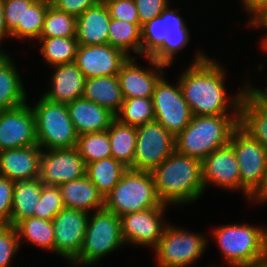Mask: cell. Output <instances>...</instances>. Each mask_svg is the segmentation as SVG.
Here are the masks:
<instances>
[{"mask_svg": "<svg viewBox=\"0 0 267 267\" xmlns=\"http://www.w3.org/2000/svg\"><path fill=\"white\" fill-rule=\"evenodd\" d=\"M194 58L178 77L183 97L192 115L239 114L246 86L239 87L241 90L228 98L224 84L225 66L202 51H198Z\"/></svg>", "mask_w": 267, "mask_h": 267, "instance_id": "obj_1", "label": "cell"}, {"mask_svg": "<svg viewBox=\"0 0 267 267\" xmlns=\"http://www.w3.org/2000/svg\"><path fill=\"white\" fill-rule=\"evenodd\" d=\"M159 200L166 205L195 202L204 194L202 161L175 151L151 171Z\"/></svg>", "mask_w": 267, "mask_h": 267, "instance_id": "obj_2", "label": "cell"}, {"mask_svg": "<svg viewBox=\"0 0 267 267\" xmlns=\"http://www.w3.org/2000/svg\"><path fill=\"white\" fill-rule=\"evenodd\" d=\"M178 12L168 6L159 16L141 26V55L167 67L172 65L191 37Z\"/></svg>", "mask_w": 267, "mask_h": 267, "instance_id": "obj_3", "label": "cell"}, {"mask_svg": "<svg viewBox=\"0 0 267 267\" xmlns=\"http://www.w3.org/2000/svg\"><path fill=\"white\" fill-rule=\"evenodd\" d=\"M238 122L239 114L193 115L185 129L175 137L176 151L203 161L214 150L229 144Z\"/></svg>", "mask_w": 267, "mask_h": 267, "instance_id": "obj_4", "label": "cell"}, {"mask_svg": "<svg viewBox=\"0 0 267 267\" xmlns=\"http://www.w3.org/2000/svg\"><path fill=\"white\" fill-rule=\"evenodd\" d=\"M213 238L230 267H256L267 258V228L250 224L218 226Z\"/></svg>", "mask_w": 267, "mask_h": 267, "instance_id": "obj_5", "label": "cell"}, {"mask_svg": "<svg viewBox=\"0 0 267 267\" xmlns=\"http://www.w3.org/2000/svg\"><path fill=\"white\" fill-rule=\"evenodd\" d=\"M156 193L151 172L128 169L104 198V208L121 217L136 211L167 207Z\"/></svg>", "mask_w": 267, "mask_h": 267, "instance_id": "obj_6", "label": "cell"}, {"mask_svg": "<svg viewBox=\"0 0 267 267\" xmlns=\"http://www.w3.org/2000/svg\"><path fill=\"white\" fill-rule=\"evenodd\" d=\"M124 245L120 217L106 208L94 211L89 215L82 249L71 264L91 266Z\"/></svg>", "mask_w": 267, "mask_h": 267, "instance_id": "obj_7", "label": "cell"}, {"mask_svg": "<svg viewBox=\"0 0 267 267\" xmlns=\"http://www.w3.org/2000/svg\"><path fill=\"white\" fill-rule=\"evenodd\" d=\"M32 106L36 119L37 144L42 150L71 148L78 134L69 117L66 103L53 102L43 96Z\"/></svg>", "mask_w": 267, "mask_h": 267, "instance_id": "obj_8", "label": "cell"}, {"mask_svg": "<svg viewBox=\"0 0 267 267\" xmlns=\"http://www.w3.org/2000/svg\"><path fill=\"white\" fill-rule=\"evenodd\" d=\"M239 165L241 191L248 201L260 189L267 170V150L239 125L229 139Z\"/></svg>", "mask_w": 267, "mask_h": 267, "instance_id": "obj_9", "label": "cell"}, {"mask_svg": "<svg viewBox=\"0 0 267 267\" xmlns=\"http://www.w3.org/2000/svg\"><path fill=\"white\" fill-rule=\"evenodd\" d=\"M207 245L208 238L204 235L168 223L158 245L153 249L156 253V266L187 267L203 255Z\"/></svg>", "mask_w": 267, "mask_h": 267, "instance_id": "obj_10", "label": "cell"}, {"mask_svg": "<svg viewBox=\"0 0 267 267\" xmlns=\"http://www.w3.org/2000/svg\"><path fill=\"white\" fill-rule=\"evenodd\" d=\"M176 81V84L168 83L163 74L155 84L152 96L155 121L175 137L185 129L193 116L178 79Z\"/></svg>", "mask_w": 267, "mask_h": 267, "instance_id": "obj_11", "label": "cell"}, {"mask_svg": "<svg viewBox=\"0 0 267 267\" xmlns=\"http://www.w3.org/2000/svg\"><path fill=\"white\" fill-rule=\"evenodd\" d=\"M175 151V136L159 122L138 126L132 170L151 172Z\"/></svg>", "mask_w": 267, "mask_h": 267, "instance_id": "obj_12", "label": "cell"}, {"mask_svg": "<svg viewBox=\"0 0 267 267\" xmlns=\"http://www.w3.org/2000/svg\"><path fill=\"white\" fill-rule=\"evenodd\" d=\"M166 207H155L121 216V235L125 244L152 247L154 249L162 237L165 227Z\"/></svg>", "mask_w": 267, "mask_h": 267, "instance_id": "obj_13", "label": "cell"}, {"mask_svg": "<svg viewBox=\"0 0 267 267\" xmlns=\"http://www.w3.org/2000/svg\"><path fill=\"white\" fill-rule=\"evenodd\" d=\"M86 175V165L75 147L42 150L39 180L46 186H59Z\"/></svg>", "mask_w": 267, "mask_h": 267, "instance_id": "obj_14", "label": "cell"}, {"mask_svg": "<svg viewBox=\"0 0 267 267\" xmlns=\"http://www.w3.org/2000/svg\"><path fill=\"white\" fill-rule=\"evenodd\" d=\"M89 213L64 207L52 220L54 252L70 263L79 255L88 224Z\"/></svg>", "mask_w": 267, "mask_h": 267, "instance_id": "obj_15", "label": "cell"}, {"mask_svg": "<svg viewBox=\"0 0 267 267\" xmlns=\"http://www.w3.org/2000/svg\"><path fill=\"white\" fill-rule=\"evenodd\" d=\"M29 105V106H28ZM38 145L34 111L27 102L0 111V151Z\"/></svg>", "mask_w": 267, "mask_h": 267, "instance_id": "obj_16", "label": "cell"}, {"mask_svg": "<svg viewBox=\"0 0 267 267\" xmlns=\"http://www.w3.org/2000/svg\"><path fill=\"white\" fill-rule=\"evenodd\" d=\"M129 58L121 49L104 45H78L74 63L85 78L118 75Z\"/></svg>", "mask_w": 267, "mask_h": 267, "instance_id": "obj_17", "label": "cell"}, {"mask_svg": "<svg viewBox=\"0 0 267 267\" xmlns=\"http://www.w3.org/2000/svg\"><path fill=\"white\" fill-rule=\"evenodd\" d=\"M135 59V56L129 57L118 73L123 97L124 99L152 98L155 84L163 74H166L164 68L167 66L154 61L151 57H146L150 65L147 69L139 66Z\"/></svg>", "mask_w": 267, "mask_h": 267, "instance_id": "obj_18", "label": "cell"}, {"mask_svg": "<svg viewBox=\"0 0 267 267\" xmlns=\"http://www.w3.org/2000/svg\"><path fill=\"white\" fill-rule=\"evenodd\" d=\"M204 192L211 184L223 190L241 191V179L237 157L227 146L214 150L202 161Z\"/></svg>", "mask_w": 267, "mask_h": 267, "instance_id": "obj_19", "label": "cell"}, {"mask_svg": "<svg viewBox=\"0 0 267 267\" xmlns=\"http://www.w3.org/2000/svg\"><path fill=\"white\" fill-rule=\"evenodd\" d=\"M41 153L39 145L0 151V176L15 182L39 178Z\"/></svg>", "mask_w": 267, "mask_h": 267, "instance_id": "obj_20", "label": "cell"}, {"mask_svg": "<svg viewBox=\"0 0 267 267\" xmlns=\"http://www.w3.org/2000/svg\"><path fill=\"white\" fill-rule=\"evenodd\" d=\"M54 70L50 77V89L43 93V97L49 101L70 103L81 98L84 92L85 76L73 63L52 66Z\"/></svg>", "mask_w": 267, "mask_h": 267, "instance_id": "obj_21", "label": "cell"}, {"mask_svg": "<svg viewBox=\"0 0 267 267\" xmlns=\"http://www.w3.org/2000/svg\"><path fill=\"white\" fill-rule=\"evenodd\" d=\"M67 110L78 135L106 131L116 118L104 107L84 97L67 103Z\"/></svg>", "mask_w": 267, "mask_h": 267, "instance_id": "obj_22", "label": "cell"}, {"mask_svg": "<svg viewBox=\"0 0 267 267\" xmlns=\"http://www.w3.org/2000/svg\"><path fill=\"white\" fill-rule=\"evenodd\" d=\"M111 17L107 6L97 4L77 17L76 39L78 45L108 44Z\"/></svg>", "mask_w": 267, "mask_h": 267, "instance_id": "obj_23", "label": "cell"}, {"mask_svg": "<svg viewBox=\"0 0 267 267\" xmlns=\"http://www.w3.org/2000/svg\"><path fill=\"white\" fill-rule=\"evenodd\" d=\"M58 187L66 208L83 210L89 214L104 208V197L86 175Z\"/></svg>", "mask_w": 267, "mask_h": 267, "instance_id": "obj_24", "label": "cell"}, {"mask_svg": "<svg viewBox=\"0 0 267 267\" xmlns=\"http://www.w3.org/2000/svg\"><path fill=\"white\" fill-rule=\"evenodd\" d=\"M7 52H0V111L25 104L26 90L14 60Z\"/></svg>", "mask_w": 267, "mask_h": 267, "instance_id": "obj_25", "label": "cell"}, {"mask_svg": "<svg viewBox=\"0 0 267 267\" xmlns=\"http://www.w3.org/2000/svg\"><path fill=\"white\" fill-rule=\"evenodd\" d=\"M82 97L104 107L115 116L124 101L118 75L85 79Z\"/></svg>", "mask_w": 267, "mask_h": 267, "instance_id": "obj_26", "label": "cell"}, {"mask_svg": "<svg viewBox=\"0 0 267 267\" xmlns=\"http://www.w3.org/2000/svg\"><path fill=\"white\" fill-rule=\"evenodd\" d=\"M238 125L267 150V107L247 88L240 104Z\"/></svg>", "mask_w": 267, "mask_h": 267, "instance_id": "obj_27", "label": "cell"}, {"mask_svg": "<svg viewBox=\"0 0 267 267\" xmlns=\"http://www.w3.org/2000/svg\"><path fill=\"white\" fill-rule=\"evenodd\" d=\"M42 187L39 178L15 182L10 225L15 226L21 220L34 216Z\"/></svg>", "mask_w": 267, "mask_h": 267, "instance_id": "obj_28", "label": "cell"}, {"mask_svg": "<svg viewBox=\"0 0 267 267\" xmlns=\"http://www.w3.org/2000/svg\"><path fill=\"white\" fill-rule=\"evenodd\" d=\"M112 157L132 169L136 150L137 127L114 119L107 129Z\"/></svg>", "mask_w": 267, "mask_h": 267, "instance_id": "obj_29", "label": "cell"}, {"mask_svg": "<svg viewBox=\"0 0 267 267\" xmlns=\"http://www.w3.org/2000/svg\"><path fill=\"white\" fill-rule=\"evenodd\" d=\"M127 170V167L111 156L88 163L86 165V176L105 198Z\"/></svg>", "mask_w": 267, "mask_h": 267, "instance_id": "obj_30", "label": "cell"}, {"mask_svg": "<svg viewBox=\"0 0 267 267\" xmlns=\"http://www.w3.org/2000/svg\"><path fill=\"white\" fill-rule=\"evenodd\" d=\"M19 245L24 238V242L32 243L33 245L54 252V228L52 221L40 219L37 217H28L21 220L15 225Z\"/></svg>", "mask_w": 267, "mask_h": 267, "instance_id": "obj_31", "label": "cell"}, {"mask_svg": "<svg viewBox=\"0 0 267 267\" xmlns=\"http://www.w3.org/2000/svg\"><path fill=\"white\" fill-rule=\"evenodd\" d=\"M108 44L121 49L129 57L133 56L131 52L141 55L140 23H129L124 20L111 18Z\"/></svg>", "mask_w": 267, "mask_h": 267, "instance_id": "obj_32", "label": "cell"}, {"mask_svg": "<svg viewBox=\"0 0 267 267\" xmlns=\"http://www.w3.org/2000/svg\"><path fill=\"white\" fill-rule=\"evenodd\" d=\"M40 52L46 64L54 66L73 63L76 58L78 41L76 37H40Z\"/></svg>", "mask_w": 267, "mask_h": 267, "instance_id": "obj_33", "label": "cell"}, {"mask_svg": "<svg viewBox=\"0 0 267 267\" xmlns=\"http://www.w3.org/2000/svg\"><path fill=\"white\" fill-rule=\"evenodd\" d=\"M76 148L85 165L112 156L107 130L78 135Z\"/></svg>", "mask_w": 267, "mask_h": 267, "instance_id": "obj_34", "label": "cell"}, {"mask_svg": "<svg viewBox=\"0 0 267 267\" xmlns=\"http://www.w3.org/2000/svg\"><path fill=\"white\" fill-rule=\"evenodd\" d=\"M116 119L121 123L136 127L154 121L152 98L136 97L124 99Z\"/></svg>", "mask_w": 267, "mask_h": 267, "instance_id": "obj_35", "label": "cell"}, {"mask_svg": "<svg viewBox=\"0 0 267 267\" xmlns=\"http://www.w3.org/2000/svg\"><path fill=\"white\" fill-rule=\"evenodd\" d=\"M76 25L77 17L50 4L40 37H76Z\"/></svg>", "mask_w": 267, "mask_h": 267, "instance_id": "obj_36", "label": "cell"}, {"mask_svg": "<svg viewBox=\"0 0 267 267\" xmlns=\"http://www.w3.org/2000/svg\"><path fill=\"white\" fill-rule=\"evenodd\" d=\"M49 3L44 0H36L31 7L26 11L25 27H17L12 33L11 37L22 40L39 39L44 19L49 7Z\"/></svg>", "mask_w": 267, "mask_h": 267, "instance_id": "obj_37", "label": "cell"}, {"mask_svg": "<svg viewBox=\"0 0 267 267\" xmlns=\"http://www.w3.org/2000/svg\"><path fill=\"white\" fill-rule=\"evenodd\" d=\"M63 208L64 204L59 187L43 185L34 217L52 221Z\"/></svg>", "mask_w": 267, "mask_h": 267, "instance_id": "obj_38", "label": "cell"}, {"mask_svg": "<svg viewBox=\"0 0 267 267\" xmlns=\"http://www.w3.org/2000/svg\"><path fill=\"white\" fill-rule=\"evenodd\" d=\"M36 0H3L4 21L11 34L17 27H25L26 11Z\"/></svg>", "mask_w": 267, "mask_h": 267, "instance_id": "obj_39", "label": "cell"}, {"mask_svg": "<svg viewBox=\"0 0 267 267\" xmlns=\"http://www.w3.org/2000/svg\"><path fill=\"white\" fill-rule=\"evenodd\" d=\"M20 249L18 234L13 225H0V267H9Z\"/></svg>", "mask_w": 267, "mask_h": 267, "instance_id": "obj_40", "label": "cell"}, {"mask_svg": "<svg viewBox=\"0 0 267 267\" xmlns=\"http://www.w3.org/2000/svg\"><path fill=\"white\" fill-rule=\"evenodd\" d=\"M15 181L0 176V225H9Z\"/></svg>", "mask_w": 267, "mask_h": 267, "instance_id": "obj_41", "label": "cell"}, {"mask_svg": "<svg viewBox=\"0 0 267 267\" xmlns=\"http://www.w3.org/2000/svg\"><path fill=\"white\" fill-rule=\"evenodd\" d=\"M134 3L137 7L139 23L142 26L159 16L170 5V0H134Z\"/></svg>", "mask_w": 267, "mask_h": 267, "instance_id": "obj_42", "label": "cell"}, {"mask_svg": "<svg viewBox=\"0 0 267 267\" xmlns=\"http://www.w3.org/2000/svg\"><path fill=\"white\" fill-rule=\"evenodd\" d=\"M110 17L129 23H139L138 11L134 0H118L107 5Z\"/></svg>", "mask_w": 267, "mask_h": 267, "instance_id": "obj_43", "label": "cell"}, {"mask_svg": "<svg viewBox=\"0 0 267 267\" xmlns=\"http://www.w3.org/2000/svg\"><path fill=\"white\" fill-rule=\"evenodd\" d=\"M98 4L97 0H54L51 5L55 8L71 14L80 16L88 8Z\"/></svg>", "mask_w": 267, "mask_h": 267, "instance_id": "obj_44", "label": "cell"}, {"mask_svg": "<svg viewBox=\"0 0 267 267\" xmlns=\"http://www.w3.org/2000/svg\"><path fill=\"white\" fill-rule=\"evenodd\" d=\"M242 2L243 8L246 12L251 15L249 21L264 7L267 6V0H240Z\"/></svg>", "mask_w": 267, "mask_h": 267, "instance_id": "obj_45", "label": "cell"}, {"mask_svg": "<svg viewBox=\"0 0 267 267\" xmlns=\"http://www.w3.org/2000/svg\"><path fill=\"white\" fill-rule=\"evenodd\" d=\"M249 27L264 28L267 30V6L260 10L249 22Z\"/></svg>", "mask_w": 267, "mask_h": 267, "instance_id": "obj_46", "label": "cell"}, {"mask_svg": "<svg viewBox=\"0 0 267 267\" xmlns=\"http://www.w3.org/2000/svg\"><path fill=\"white\" fill-rule=\"evenodd\" d=\"M250 202L256 204H263L264 202L267 203V170L264 178V182L260 189L251 197Z\"/></svg>", "mask_w": 267, "mask_h": 267, "instance_id": "obj_47", "label": "cell"}, {"mask_svg": "<svg viewBox=\"0 0 267 267\" xmlns=\"http://www.w3.org/2000/svg\"><path fill=\"white\" fill-rule=\"evenodd\" d=\"M246 88L265 106L267 107V87L266 89L262 90L261 88H256L251 86V84L248 83L246 84Z\"/></svg>", "mask_w": 267, "mask_h": 267, "instance_id": "obj_48", "label": "cell"}, {"mask_svg": "<svg viewBox=\"0 0 267 267\" xmlns=\"http://www.w3.org/2000/svg\"><path fill=\"white\" fill-rule=\"evenodd\" d=\"M5 37L11 38V34L8 32L5 25L3 0H0V44ZM0 52H5V51L0 49Z\"/></svg>", "mask_w": 267, "mask_h": 267, "instance_id": "obj_49", "label": "cell"}, {"mask_svg": "<svg viewBox=\"0 0 267 267\" xmlns=\"http://www.w3.org/2000/svg\"><path fill=\"white\" fill-rule=\"evenodd\" d=\"M264 38L261 41V46L262 49H264L265 53H267V34L263 36Z\"/></svg>", "mask_w": 267, "mask_h": 267, "instance_id": "obj_50", "label": "cell"}, {"mask_svg": "<svg viewBox=\"0 0 267 267\" xmlns=\"http://www.w3.org/2000/svg\"><path fill=\"white\" fill-rule=\"evenodd\" d=\"M98 4L107 6L109 3L114 2V1H118V0H97Z\"/></svg>", "mask_w": 267, "mask_h": 267, "instance_id": "obj_51", "label": "cell"}, {"mask_svg": "<svg viewBox=\"0 0 267 267\" xmlns=\"http://www.w3.org/2000/svg\"><path fill=\"white\" fill-rule=\"evenodd\" d=\"M256 267H267V258L262 260Z\"/></svg>", "mask_w": 267, "mask_h": 267, "instance_id": "obj_52", "label": "cell"}, {"mask_svg": "<svg viewBox=\"0 0 267 267\" xmlns=\"http://www.w3.org/2000/svg\"><path fill=\"white\" fill-rule=\"evenodd\" d=\"M44 1L51 4L54 0H44Z\"/></svg>", "mask_w": 267, "mask_h": 267, "instance_id": "obj_53", "label": "cell"}]
</instances>
